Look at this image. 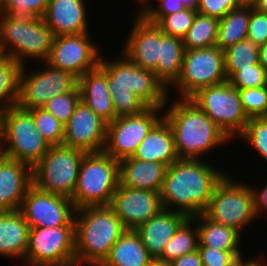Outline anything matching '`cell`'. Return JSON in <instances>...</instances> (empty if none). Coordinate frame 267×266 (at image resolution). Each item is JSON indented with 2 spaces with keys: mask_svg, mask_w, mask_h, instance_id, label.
Masks as SVG:
<instances>
[{
  "mask_svg": "<svg viewBox=\"0 0 267 266\" xmlns=\"http://www.w3.org/2000/svg\"><path fill=\"white\" fill-rule=\"evenodd\" d=\"M135 15L133 27L120 52L139 67L154 71L160 51V28L140 12Z\"/></svg>",
  "mask_w": 267,
  "mask_h": 266,
  "instance_id": "cell-19",
  "label": "cell"
},
{
  "mask_svg": "<svg viewBox=\"0 0 267 266\" xmlns=\"http://www.w3.org/2000/svg\"><path fill=\"white\" fill-rule=\"evenodd\" d=\"M244 257L245 256H243L242 254L238 255L234 261L233 266H267V261H266L267 259L264 258L265 256H263V257L252 256L253 258L252 257L251 258H247V257L244 258ZM247 259H249V260H247Z\"/></svg>",
  "mask_w": 267,
  "mask_h": 266,
  "instance_id": "cell-48",
  "label": "cell"
},
{
  "mask_svg": "<svg viewBox=\"0 0 267 266\" xmlns=\"http://www.w3.org/2000/svg\"><path fill=\"white\" fill-rule=\"evenodd\" d=\"M237 138L238 141H246L255 154L258 153L267 162V117L249 118L246 128Z\"/></svg>",
  "mask_w": 267,
  "mask_h": 266,
  "instance_id": "cell-37",
  "label": "cell"
},
{
  "mask_svg": "<svg viewBox=\"0 0 267 266\" xmlns=\"http://www.w3.org/2000/svg\"><path fill=\"white\" fill-rule=\"evenodd\" d=\"M54 35L43 18L16 17L0 13V48L3 56L25 65L26 59L45 62ZM25 60V61H24Z\"/></svg>",
  "mask_w": 267,
  "mask_h": 266,
  "instance_id": "cell-5",
  "label": "cell"
},
{
  "mask_svg": "<svg viewBox=\"0 0 267 266\" xmlns=\"http://www.w3.org/2000/svg\"><path fill=\"white\" fill-rule=\"evenodd\" d=\"M80 101V90L77 87L69 93L54 96L46 102L43 108L65 125Z\"/></svg>",
  "mask_w": 267,
  "mask_h": 266,
  "instance_id": "cell-39",
  "label": "cell"
},
{
  "mask_svg": "<svg viewBox=\"0 0 267 266\" xmlns=\"http://www.w3.org/2000/svg\"><path fill=\"white\" fill-rule=\"evenodd\" d=\"M240 5H253L256 0H237Z\"/></svg>",
  "mask_w": 267,
  "mask_h": 266,
  "instance_id": "cell-52",
  "label": "cell"
},
{
  "mask_svg": "<svg viewBox=\"0 0 267 266\" xmlns=\"http://www.w3.org/2000/svg\"><path fill=\"white\" fill-rule=\"evenodd\" d=\"M73 201L65 196L28 188L19 211L31 228L74 226Z\"/></svg>",
  "mask_w": 267,
  "mask_h": 266,
  "instance_id": "cell-16",
  "label": "cell"
},
{
  "mask_svg": "<svg viewBox=\"0 0 267 266\" xmlns=\"http://www.w3.org/2000/svg\"><path fill=\"white\" fill-rule=\"evenodd\" d=\"M197 10L185 7L180 11L165 16H145L150 22L155 23L167 35L183 39L193 21Z\"/></svg>",
  "mask_w": 267,
  "mask_h": 266,
  "instance_id": "cell-35",
  "label": "cell"
},
{
  "mask_svg": "<svg viewBox=\"0 0 267 266\" xmlns=\"http://www.w3.org/2000/svg\"><path fill=\"white\" fill-rule=\"evenodd\" d=\"M250 18L251 5H240L228 12L219 20L215 45L224 51L237 42L247 39Z\"/></svg>",
  "mask_w": 267,
  "mask_h": 266,
  "instance_id": "cell-30",
  "label": "cell"
},
{
  "mask_svg": "<svg viewBox=\"0 0 267 266\" xmlns=\"http://www.w3.org/2000/svg\"><path fill=\"white\" fill-rule=\"evenodd\" d=\"M132 157L142 161L164 163L167 166L179 159L172 129L164 118L141 141Z\"/></svg>",
  "mask_w": 267,
  "mask_h": 266,
  "instance_id": "cell-25",
  "label": "cell"
},
{
  "mask_svg": "<svg viewBox=\"0 0 267 266\" xmlns=\"http://www.w3.org/2000/svg\"><path fill=\"white\" fill-rule=\"evenodd\" d=\"M100 51L102 50L92 41L89 32L59 35L53 38L45 62L79 78L99 66L102 56Z\"/></svg>",
  "mask_w": 267,
  "mask_h": 266,
  "instance_id": "cell-15",
  "label": "cell"
},
{
  "mask_svg": "<svg viewBox=\"0 0 267 266\" xmlns=\"http://www.w3.org/2000/svg\"><path fill=\"white\" fill-rule=\"evenodd\" d=\"M238 91L243 109L249 118L267 117V85Z\"/></svg>",
  "mask_w": 267,
  "mask_h": 266,
  "instance_id": "cell-40",
  "label": "cell"
},
{
  "mask_svg": "<svg viewBox=\"0 0 267 266\" xmlns=\"http://www.w3.org/2000/svg\"><path fill=\"white\" fill-rule=\"evenodd\" d=\"M172 266H203L198 250L173 260Z\"/></svg>",
  "mask_w": 267,
  "mask_h": 266,
  "instance_id": "cell-47",
  "label": "cell"
},
{
  "mask_svg": "<svg viewBox=\"0 0 267 266\" xmlns=\"http://www.w3.org/2000/svg\"><path fill=\"white\" fill-rule=\"evenodd\" d=\"M122 57H121V56ZM101 56L99 66L108 75V89L112 97L115 119L139 114L148 107H164L169 90L148 69L133 63L123 52L116 60Z\"/></svg>",
  "mask_w": 267,
  "mask_h": 266,
  "instance_id": "cell-2",
  "label": "cell"
},
{
  "mask_svg": "<svg viewBox=\"0 0 267 266\" xmlns=\"http://www.w3.org/2000/svg\"><path fill=\"white\" fill-rule=\"evenodd\" d=\"M109 206L126 230H135L163 209L160 192L133 189L120 183Z\"/></svg>",
  "mask_w": 267,
  "mask_h": 266,
  "instance_id": "cell-17",
  "label": "cell"
},
{
  "mask_svg": "<svg viewBox=\"0 0 267 266\" xmlns=\"http://www.w3.org/2000/svg\"><path fill=\"white\" fill-rule=\"evenodd\" d=\"M23 262L26 266H76L74 226L31 228Z\"/></svg>",
  "mask_w": 267,
  "mask_h": 266,
  "instance_id": "cell-12",
  "label": "cell"
},
{
  "mask_svg": "<svg viewBox=\"0 0 267 266\" xmlns=\"http://www.w3.org/2000/svg\"><path fill=\"white\" fill-rule=\"evenodd\" d=\"M170 100L168 97L163 107V118L172 129L179 158L202 160L212 150L231 143L229 137L190 99Z\"/></svg>",
  "mask_w": 267,
  "mask_h": 266,
  "instance_id": "cell-3",
  "label": "cell"
},
{
  "mask_svg": "<svg viewBox=\"0 0 267 266\" xmlns=\"http://www.w3.org/2000/svg\"><path fill=\"white\" fill-rule=\"evenodd\" d=\"M259 63L267 71V42L259 46Z\"/></svg>",
  "mask_w": 267,
  "mask_h": 266,
  "instance_id": "cell-49",
  "label": "cell"
},
{
  "mask_svg": "<svg viewBox=\"0 0 267 266\" xmlns=\"http://www.w3.org/2000/svg\"><path fill=\"white\" fill-rule=\"evenodd\" d=\"M86 1L49 0L43 20L54 37L89 32Z\"/></svg>",
  "mask_w": 267,
  "mask_h": 266,
  "instance_id": "cell-21",
  "label": "cell"
},
{
  "mask_svg": "<svg viewBox=\"0 0 267 266\" xmlns=\"http://www.w3.org/2000/svg\"><path fill=\"white\" fill-rule=\"evenodd\" d=\"M203 266H233L241 251H222L208 246H198Z\"/></svg>",
  "mask_w": 267,
  "mask_h": 266,
  "instance_id": "cell-43",
  "label": "cell"
},
{
  "mask_svg": "<svg viewBox=\"0 0 267 266\" xmlns=\"http://www.w3.org/2000/svg\"><path fill=\"white\" fill-rule=\"evenodd\" d=\"M81 101L107 124L115 119L112 97L108 89V75L100 67L78 78Z\"/></svg>",
  "mask_w": 267,
  "mask_h": 266,
  "instance_id": "cell-23",
  "label": "cell"
},
{
  "mask_svg": "<svg viewBox=\"0 0 267 266\" xmlns=\"http://www.w3.org/2000/svg\"><path fill=\"white\" fill-rule=\"evenodd\" d=\"M152 257L135 230H126L101 266H148Z\"/></svg>",
  "mask_w": 267,
  "mask_h": 266,
  "instance_id": "cell-28",
  "label": "cell"
},
{
  "mask_svg": "<svg viewBox=\"0 0 267 266\" xmlns=\"http://www.w3.org/2000/svg\"><path fill=\"white\" fill-rule=\"evenodd\" d=\"M253 8L257 11L267 14V0H256L253 4Z\"/></svg>",
  "mask_w": 267,
  "mask_h": 266,
  "instance_id": "cell-50",
  "label": "cell"
},
{
  "mask_svg": "<svg viewBox=\"0 0 267 266\" xmlns=\"http://www.w3.org/2000/svg\"><path fill=\"white\" fill-rule=\"evenodd\" d=\"M247 39L252 40L258 46L267 42V14L257 11L253 5H251Z\"/></svg>",
  "mask_w": 267,
  "mask_h": 266,
  "instance_id": "cell-45",
  "label": "cell"
},
{
  "mask_svg": "<svg viewBox=\"0 0 267 266\" xmlns=\"http://www.w3.org/2000/svg\"><path fill=\"white\" fill-rule=\"evenodd\" d=\"M49 0H0V13L16 17L43 18Z\"/></svg>",
  "mask_w": 267,
  "mask_h": 266,
  "instance_id": "cell-38",
  "label": "cell"
},
{
  "mask_svg": "<svg viewBox=\"0 0 267 266\" xmlns=\"http://www.w3.org/2000/svg\"><path fill=\"white\" fill-rule=\"evenodd\" d=\"M33 118L36 129L42 134L49 146L63 145L64 124L50 112L42 108L28 110Z\"/></svg>",
  "mask_w": 267,
  "mask_h": 266,
  "instance_id": "cell-36",
  "label": "cell"
},
{
  "mask_svg": "<svg viewBox=\"0 0 267 266\" xmlns=\"http://www.w3.org/2000/svg\"><path fill=\"white\" fill-rule=\"evenodd\" d=\"M203 214L243 236L245 227L247 229L257 218L251 185L237 181L228 173L216 186Z\"/></svg>",
  "mask_w": 267,
  "mask_h": 266,
  "instance_id": "cell-7",
  "label": "cell"
},
{
  "mask_svg": "<svg viewBox=\"0 0 267 266\" xmlns=\"http://www.w3.org/2000/svg\"><path fill=\"white\" fill-rule=\"evenodd\" d=\"M3 57V54H2V51H1V48H0V59Z\"/></svg>",
  "mask_w": 267,
  "mask_h": 266,
  "instance_id": "cell-55",
  "label": "cell"
},
{
  "mask_svg": "<svg viewBox=\"0 0 267 266\" xmlns=\"http://www.w3.org/2000/svg\"><path fill=\"white\" fill-rule=\"evenodd\" d=\"M223 52L227 79L240 69L259 64V46L252 40H241Z\"/></svg>",
  "mask_w": 267,
  "mask_h": 266,
  "instance_id": "cell-34",
  "label": "cell"
},
{
  "mask_svg": "<svg viewBox=\"0 0 267 266\" xmlns=\"http://www.w3.org/2000/svg\"><path fill=\"white\" fill-rule=\"evenodd\" d=\"M139 1V3H141L142 7H140V9L138 10V12H140L141 10H143L149 3L150 0H137Z\"/></svg>",
  "mask_w": 267,
  "mask_h": 266,
  "instance_id": "cell-53",
  "label": "cell"
},
{
  "mask_svg": "<svg viewBox=\"0 0 267 266\" xmlns=\"http://www.w3.org/2000/svg\"><path fill=\"white\" fill-rule=\"evenodd\" d=\"M198 244L199 232L196 222L192 218H188L167 243L159 259L172 262L178 257L198 250Z\"/></svg>",
  "mask_w": 267,
  "mask_h": 266,
  "instance_id": "cell-32",
  "label": "cell"
},
{
  "mask_svg": "<svg viewBox=\"0 0 267 266\" xmlns=\"http://www.w3.org/2000/svg\"><path fill=\"white\" fill-rule=\"evenodd\" d=\"M240 6L237 0H198L197 12L220 20Z\"/></svg>",
  "mask_w": 267,
  "mask_h": 266,
  "instance_id": "cell-44",
  "label": "cell"
},
{
  "mask_svg": "<svg viewBox=\"0 0 267 266\" xmlns=\"http://www.w3.org/2000/svg\"><path fill=\"white\" fill-rule=\"evenodd\" d=\"M106 133L107 123L80 101L64 125L63 145L86 153L102 152Z\"/></svg>",
  "mask_w": 267,
  "mask_h": 266,
  "instance_id": "cell-18",
  "label": "cell"
},
{
  "mask_svg": "<svg viewBox=\"0 0 267 266\" xmlns=\"http://www.w3.org/2000/svg\"><path fill=\"white\" fill-rule=\"evenodd\" d=\"M148 266H172V263L159 258H152Z\"/></svg>",
  "mask_w": 267,
  "mask_h": 266,
  "instance_id": "cell-51",
  "label": "cell"
},
{
  "mask_svg": "<svg viewBox=\"0 0 267 266\" xmlns=\"http://www.w3.org/2000/svg\"><path fill=\"white\" fill-rule=\"evenodd\" d=\"M49 148L28 110L16 105L2 113L0 154L33 167Z\"/></svg>",
  "mask_w": 267,
  "mask_h": 266,
  "instance_id": "cell-8",
  "label": "cell"
},
{
  "mask_svg": "<svg viewBox=\"0 0 267 266\" xmlns=\"http://www.w3.org/2000/svg\"><path fill=\"white\" fill-rule=\"evenodd\" d=\"M119 183V161L104 151L86 153L71 198L74 207L110 205Z\"/></svg>",
  "mask_w": 267,
  "mask_h": 266,
  "instance_id": "cell-6",
  "label": "cell"
},
{
  "mask_svg": "<svg viewBox=\"0 0 267 266\" xmlns=\"http://www.w3.org/2000/svg\"><path fill=\"white\" fill-rule=\"evenodd\" d=\"M184 51L183 39L164 34L160 30L159 58L157 68L153 72L167 89L180 76Z\"/></svg>",
  "mask_w": 267,
  "mask_h": 266,
  "instance_id": "cell-27",
  "label": "cell"
},
{
  "mask_svg": "<svg viewBox=\"0 0 267 266\" xmlns=\"http://www.w3.org/2000/svg\"><path fill=\"white\" fill-rule=\"evenodd\" d=\"M162 118L163 107H148L139 114L117 117L107 124L103 151L117 161L131 157Z\"/></svg>",
  "mask_w": 267,
  "mask_h": 266,
  "instance_id": "cell-14",
  "label": "cell"
},
{
  "mask_svg": "<svg viewBox=\"0 0 267 266\" xmlns=\"http://www.w3.org/2000/svg\"><path fill=\"white\" fill-rule=\"evenodd\" d=\"M158 6L152 1L140 11L144 16H165L182 10L185 7L197 9L198 0H157Z\"/></svg>",
  "mask_w": 267,
  "mask_h": 266,
  "instance_id": "cell-42",
  "label": "cell"
},
{
  "mask_svg": "<svg viewBox=\"0 0 267 266\" xmlns=\"http://www.w3.org/2000/svg\"><path fill=\"white\" fill-rule=\"evenodd\" d=\"M32 185V167L0 154V211L19 210Z\"/></svg>",
  "mask_w": 267,
  "mask_h": 266,
  "instance_id": "cell-20",
  "label": "cell"
},
{
  "mask_svg": "<svg viewBox=\"0 0 267 266\" xmlns=\"http://www.w3.org/2000/svg\"><path fill=\"white\" fill-rule=\"evenodd\" d=\"M167 165L126 157L119 161L120 184L133 189L161 192Z\"/></svg>",
  "mask_w": 267,
  "mask_h": 266,
  "instance_id": "cell-24",
  "label": "cell"
},
{
  "mask_svg": "<svg viewBox=\"0 0 267 266\" xmlns=\"http://www.w3.org/2000/svg\"><path fill=\"white\" fill-rule=\"evenodd\" d=\"M189 217L181 212L162 209L135 229L152 258H159L167 243Z\"/></svg>",
  "mask_w": 267,
  "mask_h": 266,
  "instance_id": "cell-22",
  "label": "cell"
},
{
  "mask_svg": "<svg viewBox=\"0 0 267 266\" xmlns=\"http://www.w3.org/2000/svg\"><path fill=\"white\" fill-rule=\"evenodd\" d=\"M30 229L19 210L0 211V255L24 260Z\"/></svg>",
  "mask_w": 267,
  "mask_h": 266,
  "instance_id": "cell-26",
  "label": "cell"
},
{
  "mask_svg": "<svg viewBox=\"0 0 267 266\" xmlns=\"http://www.w3.org/2000/svg\"><path fill=\"white\" fill-rule=\"evenodd\" d=\"M86 152L64 145L50 146L32 167V184L45 192L72 198Z\"/></svg>",
  "mask_w": 267,
  "mask_h": 266,
  "instance_id": "cell-9",
  "label": "cell"
},
{
  "mask_svg": "<svg viewBox=\"0 0 267 266\" xmlns=\"http://www.w3.org/2000/svg\"><path fill=\"white\" fill-rule=\"evenodd\" d=\"M126 231L108 206H89L75 210V264L101 266L111 247Z\"/></svg>",
  "mask_w": 267,
  "mask_h": 266,
  "instance_id": "cell-4",
  "label": "cell"
},
{
  "mask_svg": "<svg viewBox=\"0 0 267 266\" xmlns=\"http://www.w3.org/2000/svg\"><path fill=\"white\" fill-rule=\"evenodd\" d=\"M227 80L224 52L219 47L185 49L180 76L169 89H176L174 98L189 99L200 89Z\"/></svg>",
  "mask_w": 267,
  "mask_h": 266,
  "instance_id": "cell-11",
  "label": "cell"
},
{
  "mask_svg": "<svg viewBox=\"0 0 267 266\" xmlns=\"http://www.w3.org/2000/svg\"><path fill=\"white\" fill-rule=\"evenodd\" d=\"M253 196H254V208H255V214L258 218L261 213L267 215V183L263 186L262 189H259L258 187H252Z\"/></svg>",
  "mask_w": 267,
  "mask_h": 266,
  "instance_id": "cell-46",
  "label": "cell"
},
{
  "mask_svg": "<svg viewBox=\"0 0 267 266\" xmlns=\"http://www.w3.org/2000/svg\"><path fill=\"white\" fill-rule=\"evenodd\" d=\"M219 20L196 13L193 24L183 38L185 49H200L215 46Z\"/></svg>",
  "mask_w": 267,
  "mask_h": 266,
  "instance_id": "cell-33",
  "label": "cell"
},
{
  "mask_svg": "<svg viewBox=\"0 0 267 266\" xmlns=\"http://www.w3.org/2000/svg\"><path fill=\"white\" fill-rule=\"evenodd\" d=\"M199 159H181L167 167L160 192L163 209L189 218L203 214L216 186L227 173Z\"/></svg>",
  "mask_w": 267,
  "mask_h": 266,
  "instance_id": "cell-1",
  "label": "cell"
},
{
  "mask_svg": "<svg viewBox=\"0 0 267 266\" xmlns=\"http://www.w3.org/2000/svg\"><path fill=\"white\" fill-rule=\"evenodd\" d=\"M2 142V112H0V148Z\"/></svg>",
  "mask_w": 267,
  "mask_h": 266,
  "instance_id": "cell-54",
  "label": "cell"
},
{
  "mask_svg": "<svg viewBox=\"0 0 267 266\" xmlns=\"http://www.w3.org/2000/svg\"><path fill=\"white\" fill-rule=\"evenodd\" d=\"M43 63L45 69L32 72L26 69V64L22 67L17 104L22 109L42 108L54 96L69 93L78 87V77L73 73Z\"/></svg>",
  "mask_w": 267,
  "mask_h": 266,
  "instance_id": "cell-13",
  "label": "cell"
},
{
  "mask_svg": "<svg viewBox=\"0 0 267 266\" xmlns=\"http://www.w3.org/2000/svg\"><path fill=\"white\" fill-rule=\"evenodd\" d=\"M22 67L20 62L7 56L0 59V112L2 113L18 104Z\"/></svg>",
  "mask_w": 267,
  "mask_h": 266,
  "instance_id": "cell-31",
  "label": "cell"
},
{
  "mask_svg": "<svg viewBox=\"0 0 267 266\" xmlns=\"http://www.w3.org/2000/svg\"><path fill=\"white\" fill-rule=\"evenodd\" d=\"M199 232L198 246H208L222 251L240 250L242 235L233 228L226 227L208 219L204 214L191 217ZM199 221V222H198Z\"/></svg>",
  "mask_w": 267,
  "mask_h": 266,
  "instance_id": "cell-29",
  "label": "cell"
},
{
  "mask_svg": "<svg viewBox=\"0 0 267 266\" xmlns=\"http://www.w3.org/2000/svg\"><path fill=\"white\" fill-rule=\"evenodd\" d=\"M230 140L246 128L249 117L245 113L239 91L229 81L204 87L189 98ZM235 137V138H234Z\"/></svg>",
  "mask_w": 267,
  "mask_h": 266,
  "instance_id": "cell-10",
  "label": "cell"
},
{
  "mask_svg": "<svg viewBox=\"0 0 267 266\" xmlns=\"http://www.w3.org/2000/svg\"><path fill=\"white\" fill-rule=\"evenodd\" d=\"M228 81L237 90L263 87L267 85V71L259 63L251 68L240 69Z\"/></svg>",
  "mask_w": 267,
  "mask_h": 266,
  "instance_id": "cell-41",
  "label": "cell"
}]
</instances>
